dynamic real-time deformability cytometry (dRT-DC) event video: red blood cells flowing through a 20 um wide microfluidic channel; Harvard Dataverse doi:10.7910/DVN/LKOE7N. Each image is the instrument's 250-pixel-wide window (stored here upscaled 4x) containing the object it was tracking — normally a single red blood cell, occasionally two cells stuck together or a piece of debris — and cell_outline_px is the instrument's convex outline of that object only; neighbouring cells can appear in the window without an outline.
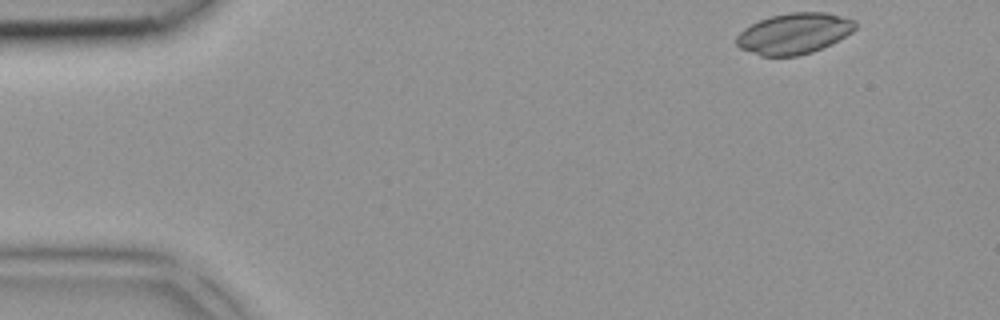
{"species": "common noctule bat (a hibernating species)", "species_latin": "Nyctalus noctula", "temperature_condition": "room temperature", "stored_images_in_passage": 8, "camera_frame_rate_fps": 3000, "um_per_image_px": 0.085, "animal": {"sex": "female", "body_mass_g": 18.4}, "frame": {"image": 1, "passage_image": 1, "time_ms": 0.0, "image_size_px": [1000, 320], "cell_outline_px": [[856, 28], [852, 32], [832, 44], [812, 52], [796, 56], [760, 56], [740, 48], [736, 44], [736, 36], [744, 28], [760, 20], [772, 16], [792, 12], [824, 12], [856, 20]], "centroid_in_image_um": [67.5, 2.85], "position_along_channel_um": 17.5, "area_um2": 28.26}}